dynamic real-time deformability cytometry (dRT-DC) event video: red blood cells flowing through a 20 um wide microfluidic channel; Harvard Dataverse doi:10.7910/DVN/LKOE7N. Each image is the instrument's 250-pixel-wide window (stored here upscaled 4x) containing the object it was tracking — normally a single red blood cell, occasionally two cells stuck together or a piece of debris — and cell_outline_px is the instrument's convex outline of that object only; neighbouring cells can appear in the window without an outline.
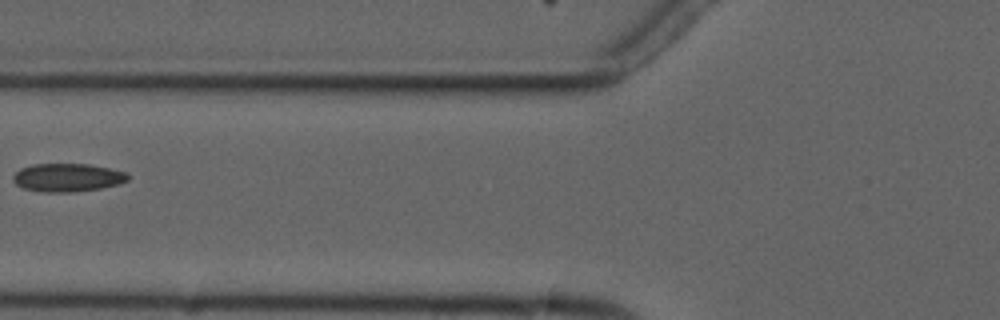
{"species": "common noctule bat (a hibernating species)", "species_latin": "Nyctalus noctula", "temperature_condition": "cold", "stored_images_in_passage": 4, "camera_frame_rate_fps": 3000, "um_per_image_px": 0.085, "animal": {"sex": "male", "forearm_length_mm": 52.5}, "frame": {"image": 1, "passage_image": 4, "time_ms": 4.0, "image_size_px": [1000, 320], "cell_outline_px": [[128, 180], [120, 184], [100, 188], [72, 192], [44, 192], [24, 188], [16, 184], [12, 180], [12, 176], [20, 168], [32, 164], [88, 164], [128, 172]], "centroid_in_image_um": [5.73, 15.09], "position_along_channel_um": 120.1, "area_um2": 18.9}}